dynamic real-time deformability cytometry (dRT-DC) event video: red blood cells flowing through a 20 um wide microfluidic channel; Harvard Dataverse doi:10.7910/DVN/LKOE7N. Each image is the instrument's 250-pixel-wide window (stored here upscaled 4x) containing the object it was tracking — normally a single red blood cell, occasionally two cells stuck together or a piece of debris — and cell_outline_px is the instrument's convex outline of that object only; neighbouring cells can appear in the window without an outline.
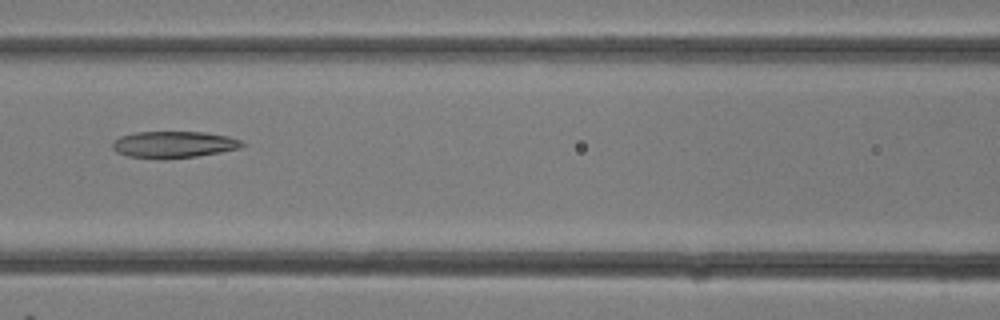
{"species": "common noctule bat (a hibernating species)", "species_latin": "Nyctalus noctula", "temperature_condition": "room temperature", "stored_images_in_passage": 19, "camera_frame_rate_fps": 3000, "um_per_image_px": 0.085, "animal": {"sex": "female"}, "frame": {"image": 1, "passage_image": 14, "time_ms": 4.333, "image_size_px": [1000, 320], "cell_outline_px": [[244, 144], [240, 148], [220, 152], [196, 156], [128, 156], [116, 152], [112, 148], [112, 144], [120, 136], [136, 132], [204, 132], [228, 136], [244, 140]], "centroid_in_image_um": [14.82, 12.24], "position_along_channel_um": 151.8, "area_um2": 19.31}}
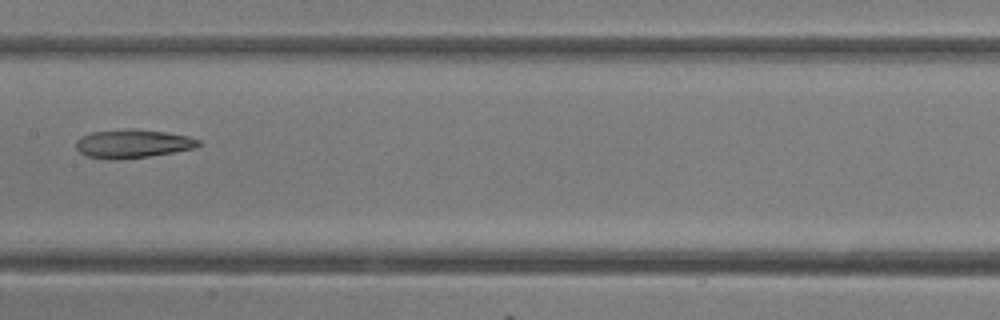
{"frame": {"image": 2, "passage_image": 16, "time_ms": 5.0, "image_size_px": [1000, 320], "cell_outline_px": [[204, 144], [192, 148], [172, 152], [148, 156], [116, 160], [112, 160], [88, 156], [80, 152], [76, 148], [76, 140], [80, 136], [92, 132], [128, 128], [132, 128], [164, 132], [188, 136], [200, 140]], "centroid_in_image_um": [11.26, 12.2], "position_along_channel_um": 196.1, "area_um2": 20.35}}
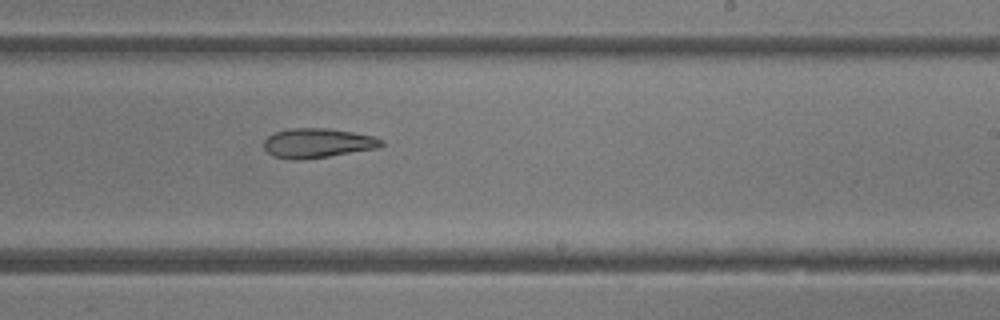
{"frame": {"image": 3, "passage_image": 19, "time_ms": 6.0, "image_size_px": [1000, 320], "cell_outline_px": [[384, 144], [380, 148], [304, 160], [292, 160], [272, 156], [264, 148], [264, 140], [268, 136], [276, 132], [288, 128], [328, 128], [352, 132], [372, 136], [384, 140]], "centroid_in_image_um": [27.0, 12.17], "position_along_channel_um": 262.0, "area_um2": 20.4}}